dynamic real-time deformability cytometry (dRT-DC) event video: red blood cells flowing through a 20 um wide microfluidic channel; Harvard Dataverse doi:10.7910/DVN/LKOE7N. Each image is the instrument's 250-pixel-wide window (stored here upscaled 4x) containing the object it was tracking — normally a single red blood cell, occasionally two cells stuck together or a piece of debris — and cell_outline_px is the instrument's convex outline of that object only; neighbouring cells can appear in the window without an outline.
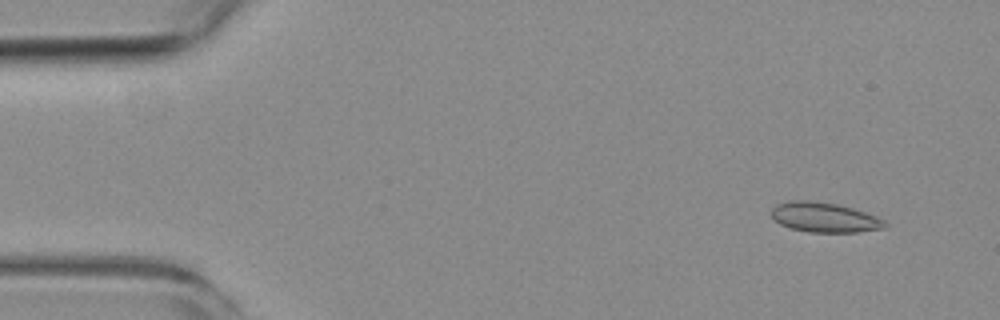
{"species": "common noctule bat (a hibernating species)", "species_latin": "Nyctalus noctula", "temperature_condition": "room temperature", "stored_images_in_passage": 4, "camera_frame_rate_fps": 3000, "um_per_image_px": 0.085, "animal": {"sex": "female", "body_mass_g": 19.3, "forearm_length_mm": 54.1}, "frame": {"image": 1, "passage_image": 1, "time_ms": 0.0, "image_size_px": [1000, 320], "cell_outline_px": [[888, 228], [856, 232], [808, 232], [788, 228], [780, 224], [772, 216], [772, 208], [776, 204], [788, 200], [808, 200], [836, 204], [852, 208], [876, 216], [884, 220], [888, 224]], "centroid_in_image_um": [70.08, 18.48], "position_along_channel_um": 14.9, "area_um2": 19.83}}
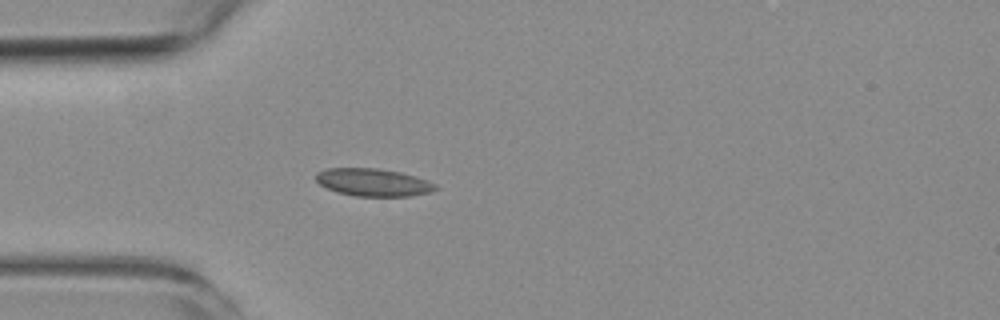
{"frame": {"image": 2, "passage_image": 4, "time_ms": 3.667, "image_size_px": [1000, 320], "cell_outline_px": [[440, 188], [428, 192], [408, 196], [356, 196], [336, 192], [320, 184], [316, 180], [316, 172], [328, 168], [376, 168], [400, 172], [428, 180], [436, 184]], "centroid_in_image_um": [31.72, 15.5], "position_along_channel_um": 53.3, "area_um2": 19.19}}